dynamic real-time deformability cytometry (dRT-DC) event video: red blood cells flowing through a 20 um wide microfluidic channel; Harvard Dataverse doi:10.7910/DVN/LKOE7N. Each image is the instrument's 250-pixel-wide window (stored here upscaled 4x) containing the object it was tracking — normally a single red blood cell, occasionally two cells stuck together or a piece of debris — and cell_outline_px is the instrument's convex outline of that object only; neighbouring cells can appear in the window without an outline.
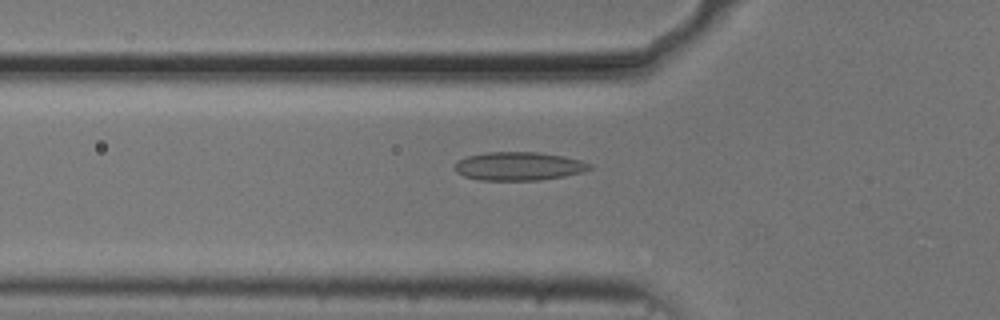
{"species": "common noctule bat (a hibernating species)", "species_latin": "Nyctalus noctula", "temperature_condition": "cold", "stored_images_in_passage": 54, "camera_frame_rate_fps": 3000, "um_per_image_px": 0.085, "animal": {"sex": "male", "body_mass_g": 20.5, "forearm_length_mm": 52.5}, "frame": {"image": 1, "passage_image": 18, "time_ms": 5.667, "image_size_px": [1000, 320], "cell_outline_px": [[592, 168], [584, 172], [564, 176], [540, 180], [480, 180], [464, 176], [456, 172], [452, 168], [460, 160], [468, 156], [484, 152], [536, 152], [564, 156], [580, 160], [592, 164]], "centroid_in_image_um": [44.11, 14.13], "position_along_channel_um": 81.7, "area_um2": 22.43}}
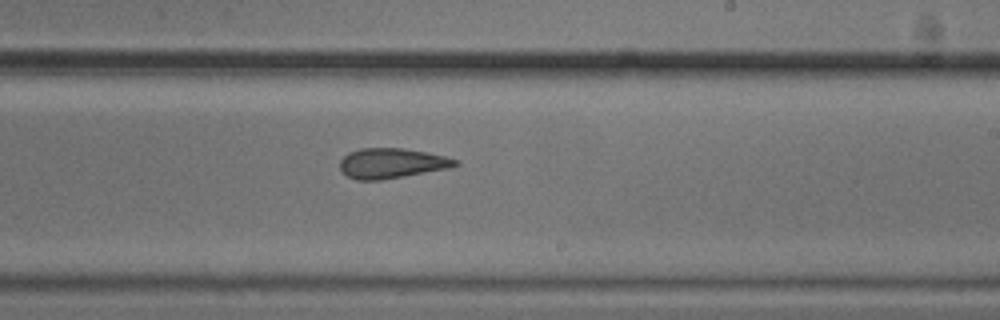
{"frame": {"image": 2, "passage_image": 32, "time_ms": 10.333, "image_size_px": [1000, 320], "cell_outline_px": [[460, 164], [452, 168], [380, 180], [356, 180], [348, 176], [340, 168], [340, 160], [348, 152], [360, 148], [404, 148], [428, 152], [460, 160]], "centroid_in_image_um": [33.33, 13.87], "position_along_channel_um": 255.7, "area_um2": 20.4}}
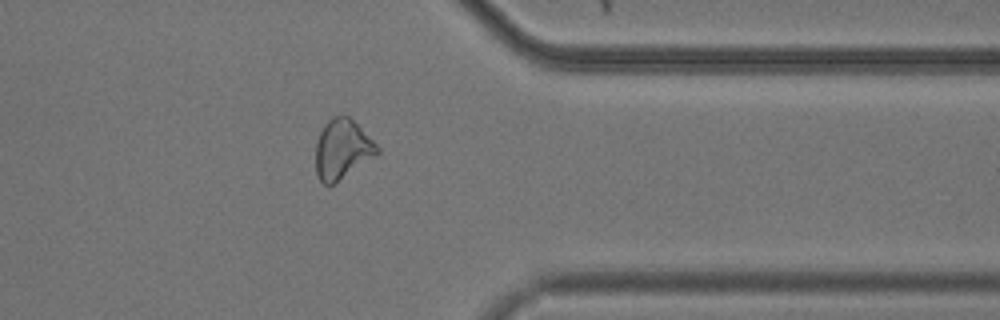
{"frame": {"image": 3, "passage_image": 43, "time_ms": 14.0, "image_size_px": [1000, 320], "cell_outline_px": [[380, 152], [376, 156], [332, 184], [324, 184], [320, 180], [316, 172], [316, 140], [324, 124], [332, 116], [348, 116], [380, 148]], "centroid_in_image_um": [29.08, 12.68], "position_along_channel_um": 382.3, "area_um2": 20.98}, "authors_computed_cell_mechanics": {"area_um2": 22.253, "velocity_mm_per_s": 3.7141, "shape_relaxation_time_tau1_ms": null, "shape_relaxation_time_tau2_ms": 3.1913, "deformation_change_tau1": null, "deformation_change_tau2": 0.0922}}